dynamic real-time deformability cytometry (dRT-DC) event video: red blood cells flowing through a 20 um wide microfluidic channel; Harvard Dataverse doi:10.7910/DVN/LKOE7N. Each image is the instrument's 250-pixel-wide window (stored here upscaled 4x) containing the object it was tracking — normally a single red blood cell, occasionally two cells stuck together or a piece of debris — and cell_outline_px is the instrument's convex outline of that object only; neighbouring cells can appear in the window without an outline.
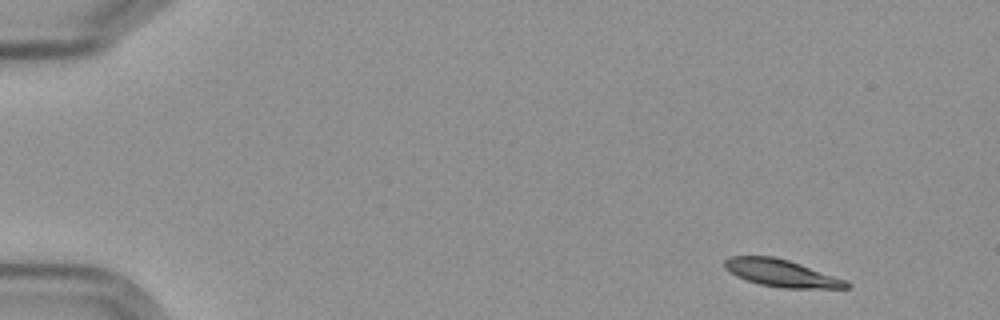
{"species": "Egyptian fruit bat (a non-hibernating species)", "species_latin": "Rousettus aegyptiacus", "temperature_condition": "cold", "stored_images_in_passage": 6, "camera_frame_rate_fps": 3000, "um_per_image_px": 0.085, "frame": {"image": 1, "passage_image": 1, "time_ms": 0.0, "image_size_px": [1000, 320], "cell_outline_px": [[852, 288], [780, 288], [760, 284], [736, 276], [724, 268], [724, 260], [728, 256], [772, 256], [788, 260], [800, 264], [844, 280], [852, 284]], "centroid_in_image_um": [66.38, 23.22], "position_along_channel_um": 18.6, "area_um2": 19.13}}
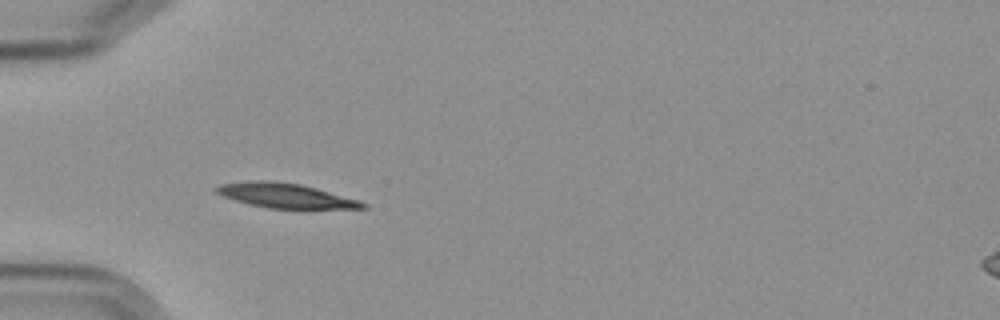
{"frame": {"image": 2, "passage_image": 4, "time_ms": 4.333, "image_size_px": [1000, 320], "cell_outline_px": [[368, 208], [308, 212], [300, 212], [268, 208], [248, 204], [224, 196], [216, 192], [212, 188], [220, 184], [252, 180], [272, 180], [300, 184], [316, 188], [360, 200], [368, 204]], "centroid_in_image_um": [24.42, 16.69], "position_along_channel_um": 60.6, "area_um2": 22.48}}
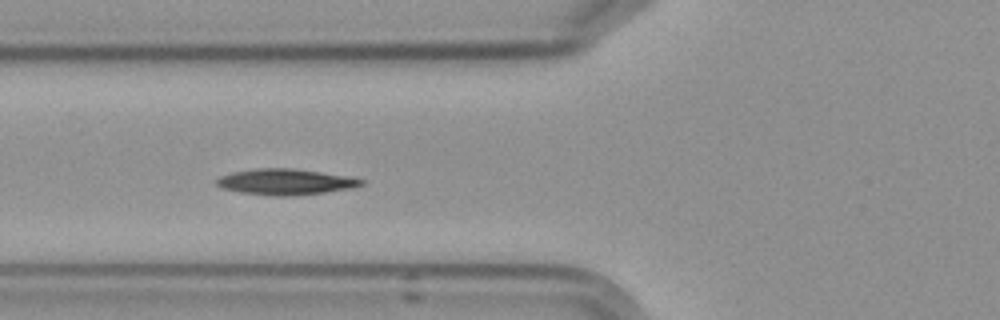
{"frame": {"image": 3, "passage_image": 5, "time_ms": 5.667, "image_size_px": [1000, 320], "cell_outline_px": [[364, 184], [352, 188], [324, 192], [292, 196], [272, 196], [240, 192], [224, 188], [216, 184], [216, 180], [220, 176], [232, 172], [256, 168], [292, 168], [352, 176], [364, 180]], "centroid_in_image_um": [24.3, 15.45], "position_along_channel_um": 101.5, "area_um2": 21.91}}